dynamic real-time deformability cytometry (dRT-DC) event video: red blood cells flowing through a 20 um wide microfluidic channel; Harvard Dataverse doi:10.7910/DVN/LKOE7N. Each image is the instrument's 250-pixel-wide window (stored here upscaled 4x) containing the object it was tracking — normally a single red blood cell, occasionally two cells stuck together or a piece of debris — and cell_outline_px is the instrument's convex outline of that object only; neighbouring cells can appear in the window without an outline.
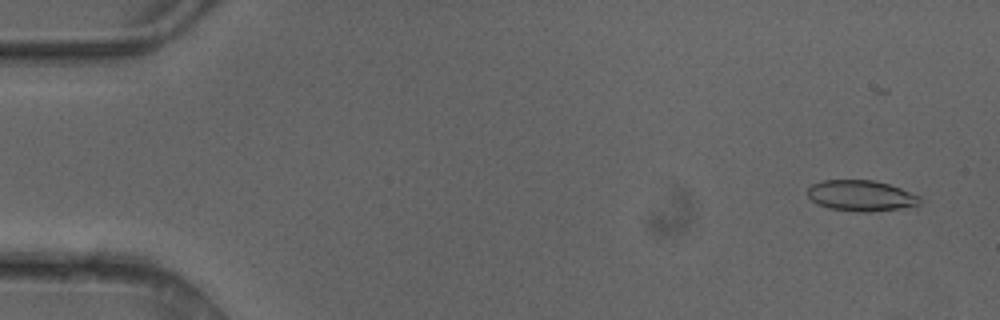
{"species": "common noctule bat (a hibernating species)", "species_latin": "Nyctalus noctula", "temperature_condition": "cold", "stored_images_in_passage": 5, "camera_frame_rate_fps": 3000, "um_per_image_px": 0.085, "animal": {"sex": "female"}, "frame": {"image": 1, "passage_image": 1, "time_ms": 0.0, "image_size_px": [1000, 320], "cell_outline_px": [[920, 204], [900, 208], [868, 212], [860, 212], [828, 208], [816, 204], [808, 196], [808, 188], [812, 184], [820, 180], [872, 180], [888, 184], [900, 188], [920, 196]], "centroid_in_image_um": [73.15, 16.63], "position_along_channel_um": 11.9, "area_um2": 20.11}}
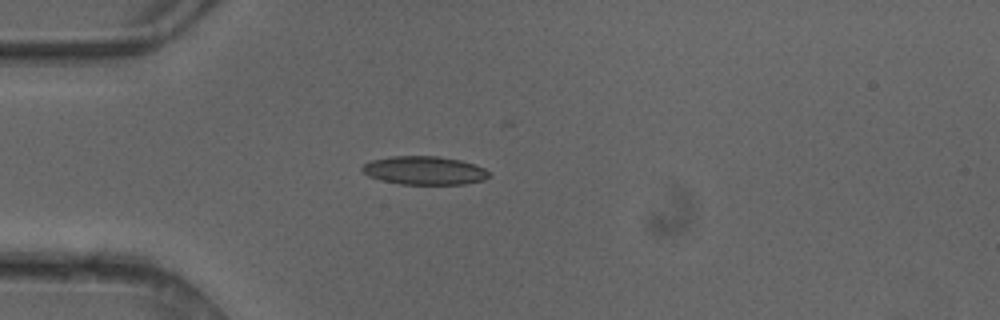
{"frame": {"image": 2, "passage_image": 4, "time_ms": 1.0, "image_size_px": [1000, 320], "cell_outline_px": [[492, 176], [484, 180], [464, 184], [400, 184], [368, 176], [360, 168], [364, 164], [372, 160], [392, 156], [436, 156], [460, 160], [484, 168]], "centroid_in_image_um": [36.09, 14.49], "position_along_channel_um": 48.9, "area_um2": 20.87}}